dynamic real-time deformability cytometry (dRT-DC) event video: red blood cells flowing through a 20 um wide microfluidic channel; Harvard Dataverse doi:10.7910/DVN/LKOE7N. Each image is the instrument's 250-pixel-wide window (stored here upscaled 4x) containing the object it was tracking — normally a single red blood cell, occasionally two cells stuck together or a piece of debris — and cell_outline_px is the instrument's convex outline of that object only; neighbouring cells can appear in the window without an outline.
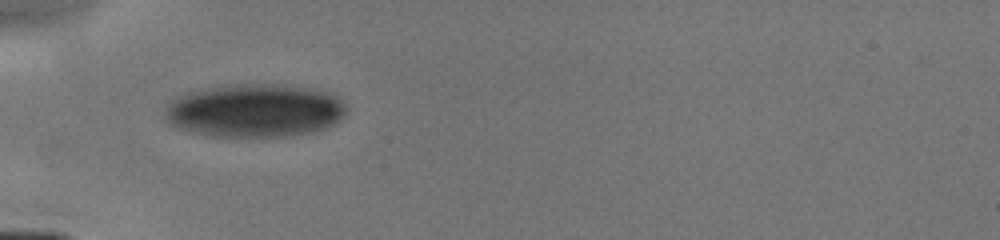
{"species": "human", "species_latin": "Homo sapiens", "temperature_condition": "cold", "stored_images_in_passage": 13, "camera_frame_rate_fps": 3000, "um_per_image_px": 0.085, "donor": {"sex": "male"}, "frame": {"image": 1, "passage_image": 1, "time_ms": 0.0, "image_size_px": [1000, 240], "cell_outline_px": [[348, 112], [344, 116], [332, 124], [324, 128], [312, 132], [288, 136], [212, 136], [188, 132], [176, 128], [168, 124], [164, 116], [164, 104], [176, 96], [184, 92], [208, 88], [236, 84], [284, 84], [316, 88], [332, 92], [340, 96], [348, 104]], "centroid_in_image_um": [21.66, 9.38], "position_along_channel_um": 63.3, "area_um2": 57.68}}
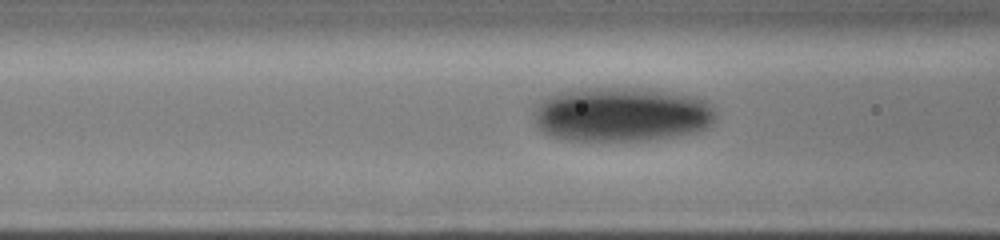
{"frame": {"image": 2, "passage_image": 6, "time_ms": 1.333, "image_size_px": [1000, 240], "cell_outline_px": [[716, 120], [712, 124], [704, 128], [692, 132], [672, 136], [648, 140], [564, 140], [540, 132], [536, 124], [532, 112], [536, 100], [560, 92], [580, 88], [636, 88], [672, 92], [696, 96], [708, 100], [712, 104], [716, 112]], "centroid_in_image_um": [52.79, 9.71], "position_along_channel_um": 113.8, "area_um2": 58.44}}